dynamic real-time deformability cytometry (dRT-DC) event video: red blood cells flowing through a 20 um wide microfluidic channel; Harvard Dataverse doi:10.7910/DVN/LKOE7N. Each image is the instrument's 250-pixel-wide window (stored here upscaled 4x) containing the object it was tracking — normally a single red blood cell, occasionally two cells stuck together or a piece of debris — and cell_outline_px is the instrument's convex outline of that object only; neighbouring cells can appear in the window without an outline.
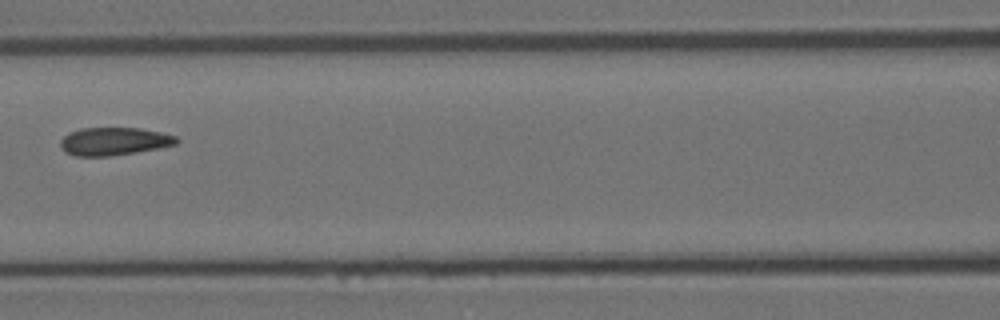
{"species": "Egyptian fruit bat (a non-hibernating species)", "species_latin": "Rousettus aegyptiacus", "temperature_condition": "room temperature", "stored_images_in_passage": 16, "camera_frame_rate_fps": 3000, "um_per_image_px": 0.085, "animal": {"sex": "female"}, "frame": {"image": 1, "passage_image": 7, "time_ms": 2.0, "image_size_px": [1000, 320], "cell_outline_px": [[180, 140], [176, 144], [136, 152], [112, 156], [76, 156], [64, 152], [60, 144], [60, 140], [64, 136], [80, 128], [140, 128], [160, 132], [176, 136]], "centroid_in_image_um": [9.68, 12.01], "position_along_channel_um": 156.9, "area_um2": 18.79}}
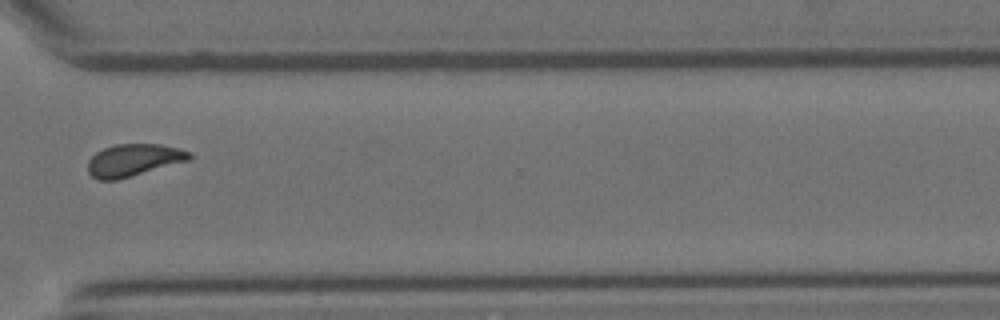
{"frame": {"image": 2, "passage_image": 12, "time_ms": 3.667, "image_size_px": [1000, 320], "cell_outline_px": [[192, 156], [188, 160], [116, 180], [96, 180], [88, 172], [88, 160], [96, 152], [104, 148], [116, 144], [160, 144], [180, 148], [192, 152]], "centroid_in_image_um": [11.34, 13.6], "position_along_channel_um": 359.3, "area_um2": 18.96}}
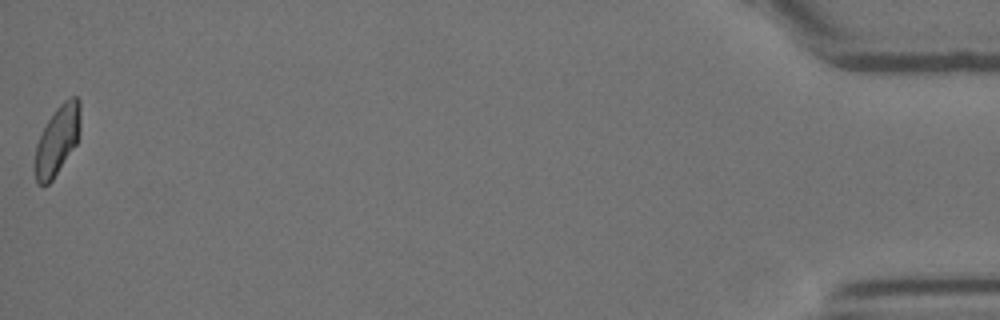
{"frame": {"image": 3, "passage_image": 16, "time_ms": 5.0, "image_size_px": [1000, 320], "cell_outline_px": [[80, 128], [76, 144], [52, 180], [48, 184], [36, 184], [36, 144], [48, 120], [56, 108], [64, 100], [72, 96], [76, 96], [80, 100]], "centroid_in_image_um": [4.9, 11.87], "position_along_channel_um": 430.3, "area_um2": 17.92}}